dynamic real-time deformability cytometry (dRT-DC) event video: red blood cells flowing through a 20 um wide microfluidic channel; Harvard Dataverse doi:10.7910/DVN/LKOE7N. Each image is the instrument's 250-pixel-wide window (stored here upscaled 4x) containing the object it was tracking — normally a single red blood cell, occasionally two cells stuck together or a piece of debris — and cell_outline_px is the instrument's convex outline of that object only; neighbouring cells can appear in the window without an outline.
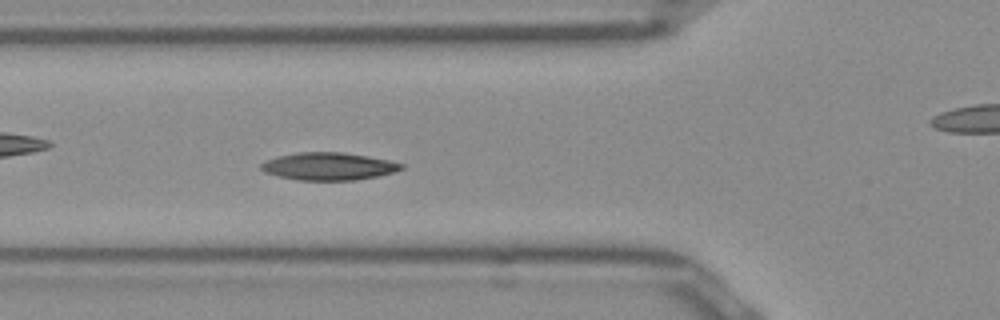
{"species": "Egyptian fruit bat (a non-hibernating species)", "species_latin": "Rousettus aegyptiacus", "temperature_condition": "room temperature", "stored_images_in_passage": 51, "camera_frame_rate_fps": 3000, "um_per_image_px": 0.085, "frame": {"image": 1, "passage_image": 17, "time_ms": 5.333, "image_size_px": [1000, 320], "cell_outline_px": [[404, 168], [396, 172], [356, 180], [296, 180], [264, 172], [260, 168], [260, 164], [268, 160], [280, 156], [300, 152], [344, 152], [368, 156], [388, 160], [404, 164]], "centroid_in_image_um": [27.97, 14.14], "position_along_channel_um": 97.8, "area_um2": 22.43}}
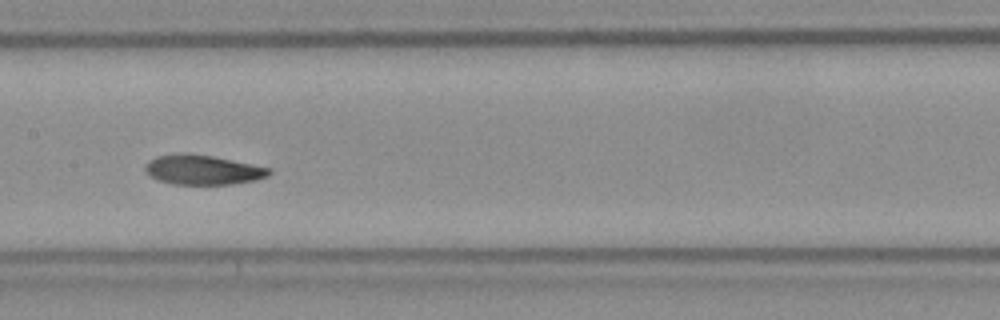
{"frame": {"image": 2, "passage_image": 24, "time_ms": 7.667, "image_size_px": [1000, 320], "cell_outline_px": [[272, 172], [268, 176], [256, 180], [232, 184], [172, 184], [160, 180], [152, 176], [144, 168], [156, 156], [184, 152], [188, 152], [212, 156], [272, 168]], "centroid_in_image_um": [17.3, 14.43], "position_along_channel_um": 190.1, "area_um2": 21.27}}
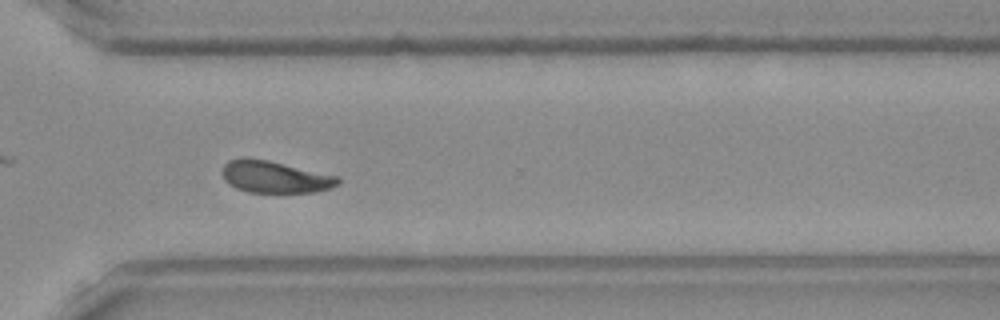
{"frame": {"image": 3, "passage_image": 36, "time_ms": 11.667, "image_size_px": [1000, 320], "cell_outline_px": [[340, 184], [316, 192], [248, 192], [236, 188], [224, 180], [220, 172], [224, 164], [228, 160], [268, 160], [336, 176], [340, 180]], "centroid_in_image_um": [23.35, 15.06], "position_along_channel_um": 347.3, "area_um2": 20.98}, "authors_computed_cell_mechanics": {"area_um2": 21.675, "velocity_mm_per_s": 3.9384, "shape_relaxation_time_tau1_ms": 3.8443, "shape_relaxation_time_tau2_ms": 3.7097, "deformation_change_tau1": 0.1147, "deformation_change_tau2": 0.0872}}